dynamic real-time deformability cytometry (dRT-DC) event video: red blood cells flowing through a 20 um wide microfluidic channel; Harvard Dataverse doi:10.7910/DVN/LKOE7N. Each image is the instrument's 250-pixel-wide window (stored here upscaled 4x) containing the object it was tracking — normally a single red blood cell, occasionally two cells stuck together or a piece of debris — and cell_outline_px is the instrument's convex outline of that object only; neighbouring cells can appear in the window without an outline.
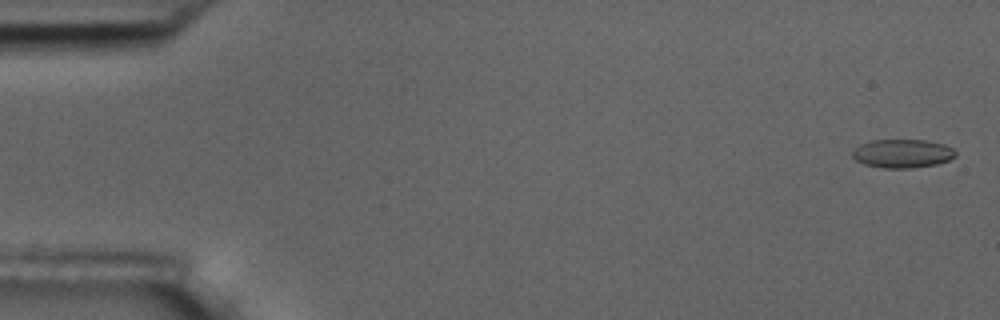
{"species": "common noctule bat (a hibernating species)", "species_latin": "Nyctalus noctula", "temperature_condition": "room temperature", "stored_images_in_passage": 6, "camera_frame_rate_fps": 3000, "um_per_image_px": 0.085, "animal": {"sex": "male", "body_mass_g": 17.5, "forearm_length_mm": 52.3}, "frame": {"image": 1, "passage_image": 1, "time_ms": 0.0, "image_size_px": [1000, 320], "cell_outline_px": [[956, 156], [948, 160], [936, 164], [912, 168], [884, 168], [864, 164], [856, 160], [852, 156], [852, 152], [860, 144], [872, 140], [928, 140], [944, 144], [952, 148], [956, 152]], "centroid_in_image_um": [76.71, 13.04], "position_along_channel_um": 8.3, "area_um2": 17.17}}